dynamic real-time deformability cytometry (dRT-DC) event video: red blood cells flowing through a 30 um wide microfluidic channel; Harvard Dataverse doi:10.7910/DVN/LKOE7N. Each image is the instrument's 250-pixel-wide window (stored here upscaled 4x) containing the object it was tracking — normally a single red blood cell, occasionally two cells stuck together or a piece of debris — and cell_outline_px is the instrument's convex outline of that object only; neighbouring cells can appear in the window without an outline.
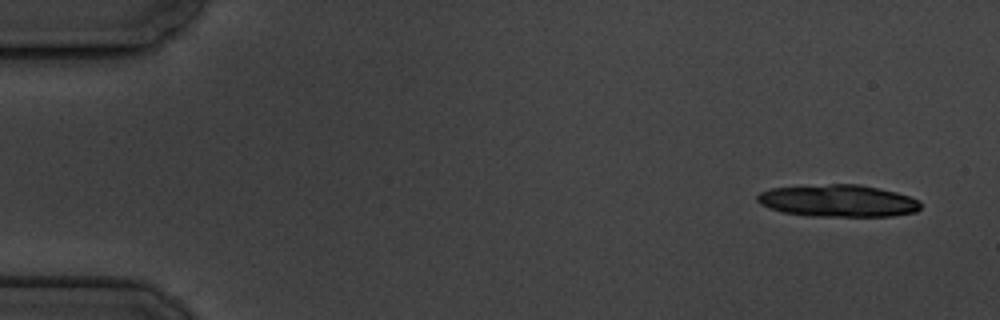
{"species": "common noctule bat (a hibernating species)", "species_latin": "Nyctalus noctula", "temperature_condition": "cold", "stored_images_in_passage": 4, "camera_frame_rate_fps": 3000, "um_per_image_px": 0.085, "animal": {"sex": "male", "body_mass_g": 19.5, "forearm_length_mm": 54.6}, "frame": {"image": 1, "passage_image": 1, "time_ms": 0.0, "image_size_px": [1000, 320], "cell_outline_px": [[920, 208], [916, 212], [892, 216], [808, 216], [784, 212], [768, 208], [760, 204], [756, 200], [756, 196], [760, 192], [772, 188], [832, 184], [860, 184], [896, 192], [920, 200]], "centroid_in_image_um": [71.23, 17.07], "position_along_channel_um": 13.8, "area_um2": 30.58}}